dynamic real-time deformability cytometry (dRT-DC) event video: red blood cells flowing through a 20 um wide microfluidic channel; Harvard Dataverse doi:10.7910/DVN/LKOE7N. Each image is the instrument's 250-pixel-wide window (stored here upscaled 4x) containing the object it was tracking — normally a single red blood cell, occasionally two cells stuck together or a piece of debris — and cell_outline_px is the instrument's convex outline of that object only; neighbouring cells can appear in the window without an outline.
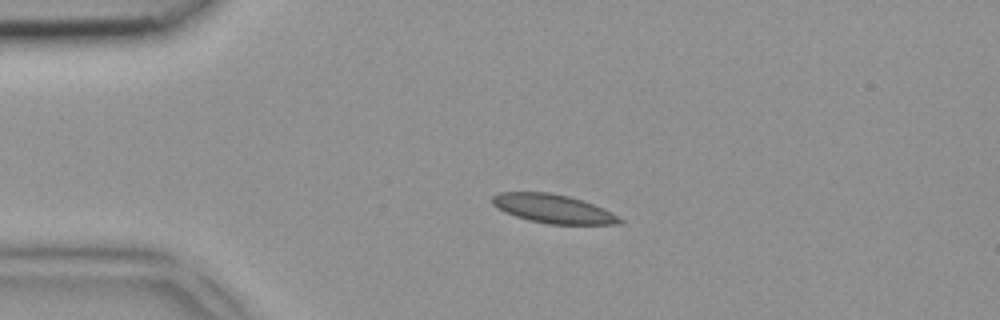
{"species": "common noctule bat (a hibernating species)", "species_latin": "Nyctalus noctula", "temperature_condition": "room temperature", "stored_images_in_passage": 2, "camera_frame_rate_fps": 3000, "um_per_image_px": 0.085, "animal": {"sex": "female", "body_mass_g": 18.4}, "frame": {"image": 1, "passage_image": 1, "time_ms": 0.0, "image_size_px": [1000, 320], "cell_outline_px": [[624, 220], [620, 224], [548, 224], [528, 220], [504, 212], [496, 208], [492, 204], [492, 196], [500, 192], [548, 192], [568, 196], [604, 208], [612, 212]], "centroid_in_image_um": [47.0, 17.74], "position_along_channel_um": 38.0, "area_um2": 21.33}}